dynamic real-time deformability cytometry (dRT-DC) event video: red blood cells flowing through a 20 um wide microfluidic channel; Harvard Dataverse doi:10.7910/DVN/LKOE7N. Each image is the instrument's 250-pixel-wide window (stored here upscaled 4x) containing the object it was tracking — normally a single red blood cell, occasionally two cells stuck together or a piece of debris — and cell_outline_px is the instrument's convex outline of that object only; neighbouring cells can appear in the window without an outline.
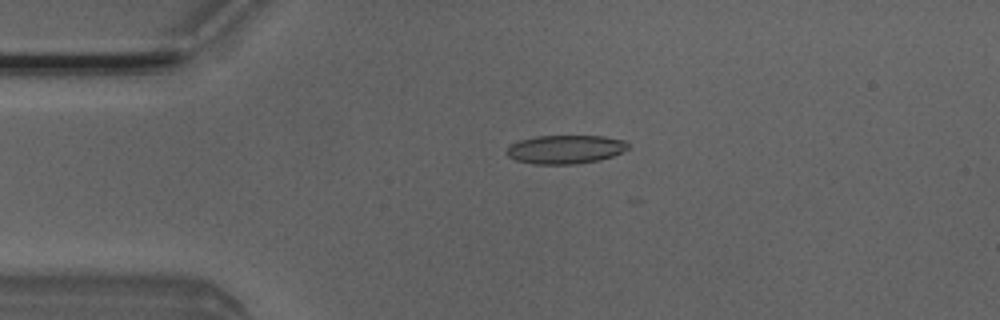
{"species": "Egyptian fruit bat (a non-hibernating species)", "species_latin": "Rousettus aegyptiacus", "temperature_condition": "room temperature", "stored_images_in_passage": 4, "camera_frame_rate_fps": 3000, "um_per_image_px": 0.085, "animal": {"sex": "male"}, "frame": {"image": 1, "passage_image": 1, "time_ms": 0.0, "image_size_px": [1000, 320], "cell_outline_px": [[628, 148], [612, 156], [600, 160], [572, 164], [532, 164], [516, 160], [508, 156], [504, 152], [512, 144], [520, 140], [536, 136], [604, 136], [624, 140], [628, 144]], "centroid_in_image_um": [48.03, 12.69], "position_along_channel_um": 37.0, "area_um2": 20.17}}